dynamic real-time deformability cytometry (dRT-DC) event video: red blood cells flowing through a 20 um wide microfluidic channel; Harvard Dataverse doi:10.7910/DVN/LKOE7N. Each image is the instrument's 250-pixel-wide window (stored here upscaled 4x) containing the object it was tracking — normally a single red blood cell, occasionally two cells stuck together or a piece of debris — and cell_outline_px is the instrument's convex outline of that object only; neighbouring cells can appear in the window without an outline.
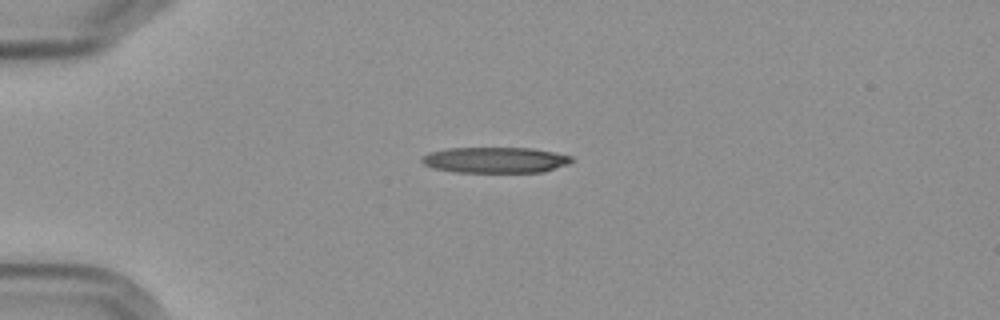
{"species": "Egyptian fruit bat (a non-hibernating species)", "species_latin": "Rousettus aegyptiacus", "temperature_condition": "cold", "stored_images_in_passage": 5, "camera_frame_rate_fps": 3000, "um_per_image_px": 0.085, "frame": {"image": 1, "passage_image": 1, "time_ms": 0.0, "image_size_px": [1000, 320], "cell_outline_px": [[572, 160], [568, 164], [544, 172], [456, 172], [432, 168], [424, 164], [420, 160], [428, 152], [448, 148], [532, 148], [572, 156]], "centroid_in_image_um": [42.08, 13.6], "position_along_channel_um": 42.9, "area_um2": 22.48}}
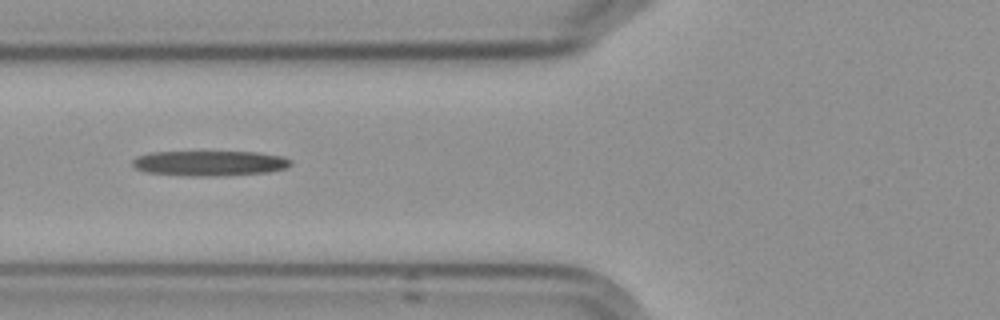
{"frame": {"image": 2, "passage_image": 3, "time_ms": 2.667, "image_size_px": [1000, 320], "cell_outline_px": [[292, 164], [284, 168], [268, 172], [208, 176], [192, 176], [148, 172], [136, 168], [132, 164], [132, 160], [136, 156], [148, 152], [256, 152], [284, 156], [292, 160]], "centroid_in_image_um": [17.82, 13.86], "position_along_channel_um": 108.0, "area_um2": 23.06}}